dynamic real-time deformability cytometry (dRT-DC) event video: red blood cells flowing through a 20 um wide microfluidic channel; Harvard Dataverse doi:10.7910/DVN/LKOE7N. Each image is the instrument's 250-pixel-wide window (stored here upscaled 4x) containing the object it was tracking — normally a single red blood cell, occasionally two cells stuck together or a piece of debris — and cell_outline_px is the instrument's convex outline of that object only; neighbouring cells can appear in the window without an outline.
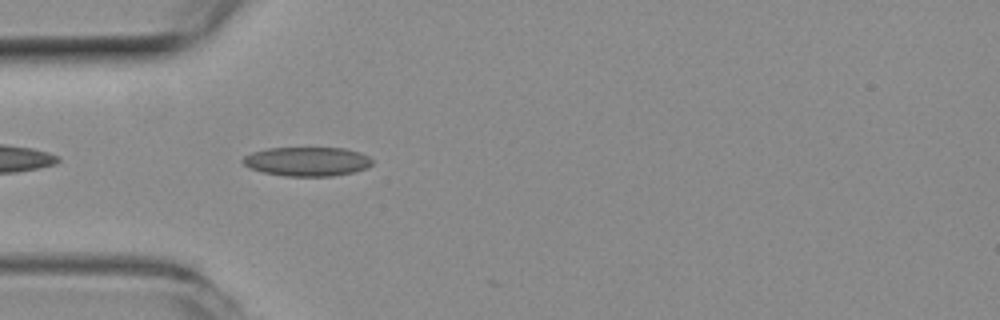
{"species": "common noctule bat (a hibernating species)", "species_latin": "Nyctalus noctula", "temperature_condition": "room temperature", "stored_images_in_passage": 15, "camera_frame_rate_fps": 3000, "um_per_image_px": 0.085, "animal": {"sex": "female", "body_mass_g": 19.3, "forearm_length_mm": 54.1}, "frame": {"image": 1, "passage_image": 3, "time_ms": 0.667, "image_size_px": [1000, 320], "cell_outline_px": [[372, 164], [364, 168], [352, 172], [332, 176], [284, 176], [264, 172], [248, 168], [240, 160], [244, 156], [252, 152], [268, 148], [344, 148], [360, 152], [368, 156], [372, 160]], "centroid_in_image_um": [26.06, 13.72], "position_along_channel_um": 58.9, "area_um2": 21.91}}
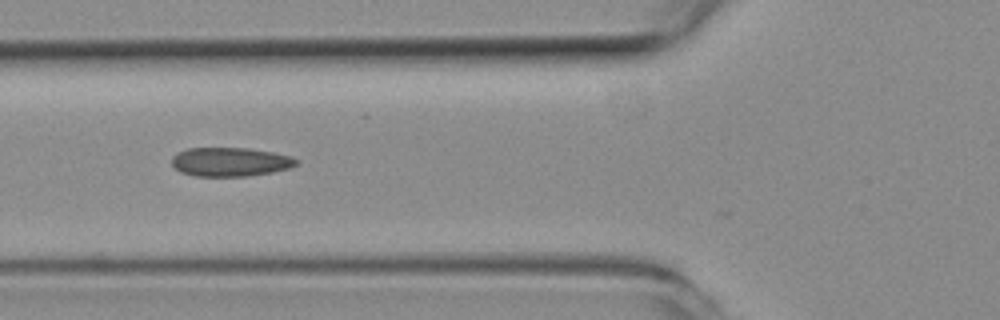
{"frame": {"image": 2, "passage_image": 7, "time_ms": 2.0, "image_size_px": [1000, 320], "cell_outline_px": [[296, 164], [288, 168], [272, 172], [248, 176], [196, 176], [180, 172], [172, 164], [172, 156], [176, 152], [188, 148], [248, 148], [272, 152], [292, 156], [296, 160]], "centroid_in_image_um": [19.53, 13.75], "position_along_channel_um": 106.3, "area_um2": 20.92}}